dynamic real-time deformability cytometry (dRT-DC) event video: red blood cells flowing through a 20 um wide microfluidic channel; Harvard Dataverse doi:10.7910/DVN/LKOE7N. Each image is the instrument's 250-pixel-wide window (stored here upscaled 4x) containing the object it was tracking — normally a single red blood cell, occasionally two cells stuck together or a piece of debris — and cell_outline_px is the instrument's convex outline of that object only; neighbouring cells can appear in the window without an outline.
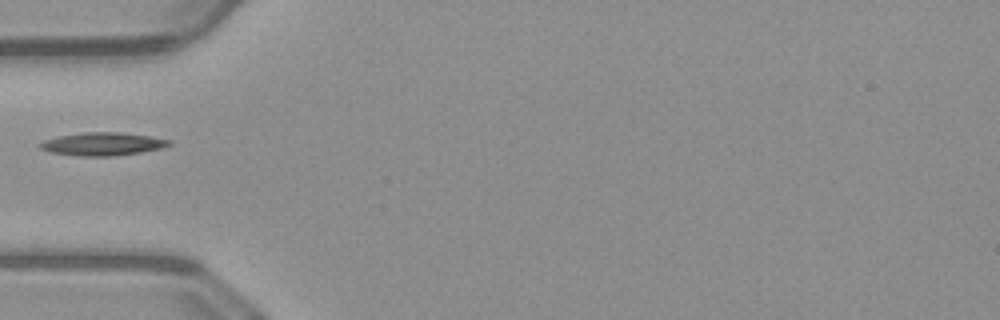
{"species": "common noctule bat (a hibernating species)", "species_latin": "Nyctalus noctula", "temperature_condition": "warm", "stored_images_in_passage": 35, "camera_frame_rate_fps": 3000, "um_per_image_px": 0.085, "animal": {"sex": "male", "body_mass_g": 23.1, "forearm_length_mm": 52.7}, "frame": {"image": 1, "passage_image": 1, "time_ms": 0.0, "image_size_px": [1000, 320], "cell_outline_px": [[172, 144], [160, 148], [140, 152], [108, 156], [80, 156], [52, 152], [40, 148], [36, 144], [44, 140], [56, 136], [84, 132], [120, 132], [148, 136], [172, 140]], "centroid_in_image_um": [8.68, 12.22], "position_along_channel_um": 76.3, "area_um2": 17.22}}
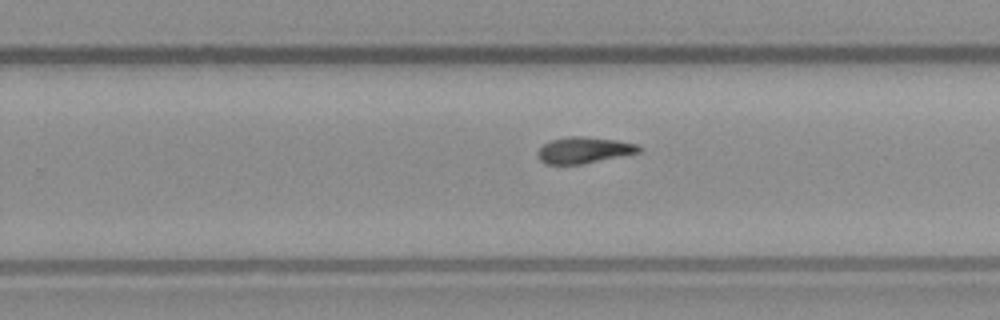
{"frame": {"image": 2, "passage_image": 16, "time_ms": 5.0, "image_size_px": [1000, 320], "cell_outline_px": [[640, 152], [584, 164], [544, 164], [536, 156], [536, 152], [544, 144], [552, 140], [568, 136], [584, 136], [616, 140], [636, 144], [640, 148]], "centroid_in_image_um": [49.59, 12.77], "position_along_channel_um": 280.2, "area_um2": 15.49}}
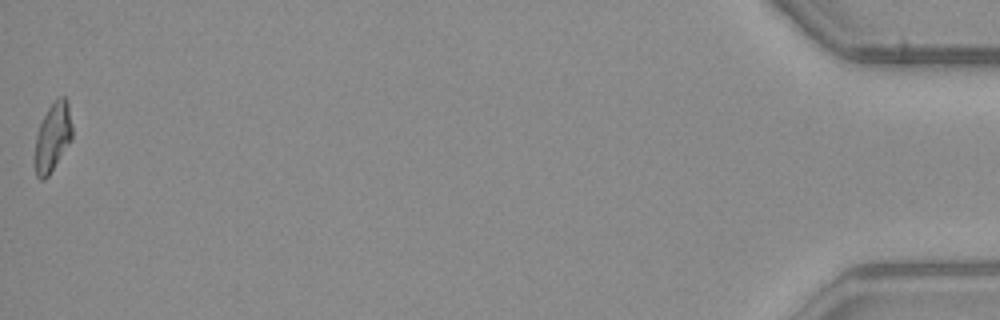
{"frame": {"image": 3, "passage_image": 35, "time_ms": 11.333, "image_size_px": [1000, 320], "cell_outline_px": [[72, 140], [48, 176], [44, 180], [40, 180], [36, 176], [32, 164], [32, 156], [36, 136], [40, 124], [48, 108], [60, 96], [64, 96], [68, 100], [72, 124]], "centroid_in_image_um": [4.44, 11.72], "position_along_channel_um": 430.8, "area_um2": 15.43}}